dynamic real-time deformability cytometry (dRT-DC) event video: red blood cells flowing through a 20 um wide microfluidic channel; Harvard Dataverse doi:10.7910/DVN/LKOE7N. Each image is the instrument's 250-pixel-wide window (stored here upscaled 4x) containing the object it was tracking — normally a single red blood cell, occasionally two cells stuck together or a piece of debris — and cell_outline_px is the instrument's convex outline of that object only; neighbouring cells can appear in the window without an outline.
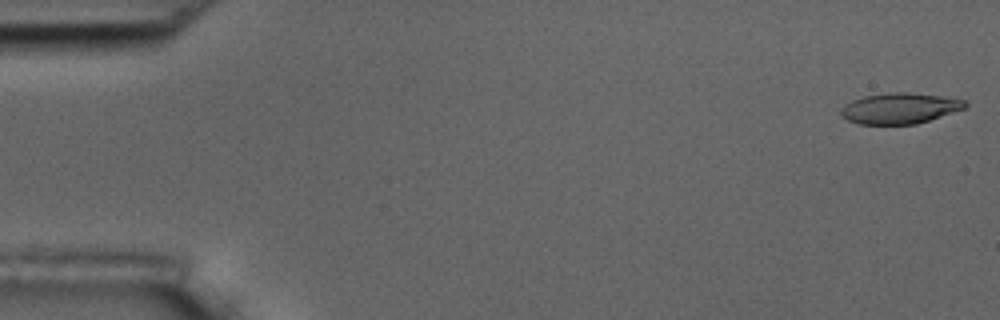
{"species": "common noctule bat (a hibernating species)", "species_latin": "Nyctalus noctula", "temperature_condition": "room temperature", "stored_images_in_passage": 55, "camera_frame_rate_fps": 3000, "um_per_image_px": 0.085, "animal": {"sex": "male", "body_mass_g": 17.5, "forearm_length_mm": 52.3}, "frame": {"image": 1, "passage_image": 1, "time_ms": 0.0, "image_size_px": [1000, 320], "cell_outline_px": [[968, 108], [916, 124], [860, 124], [848, 120], [840, 112], [840, 108], [844, 104], [852, 100], [864, 96], [892, 92], [908, 92], [940, 96], [964, 100], [968, 104]], "centroid_in_image_um": [76.5, 9.2], "position_along_channel_um": 8.5, "area_um2": 22.25}}
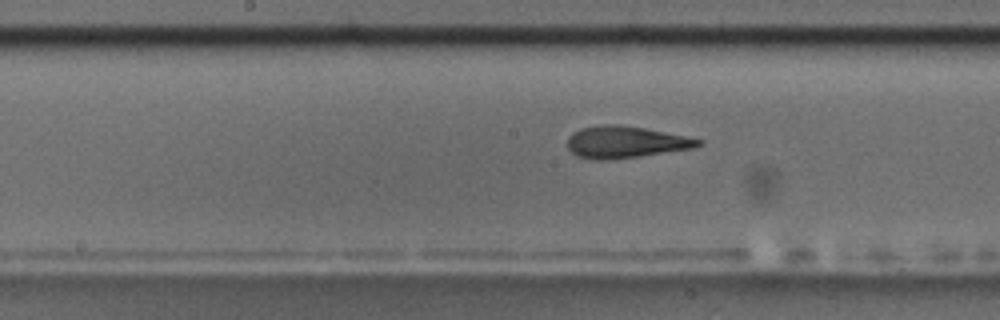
{"frame": {"image": 2, "passage_image": 28, "time_ms": 9.0, "image_size_px": [1000, 320], "cell_outline_px": [[704, 144], [696, 148], [640, 156], [604, 160], [592, 160], [576, 156], [568, 148], [568, 136], [572, 132], [580, 128], [600, 124], [620, 124], [644, 128], [704, 140]], "centroid_in_image_um": [53.16, 12.07], "position_along_channel_um": 195.0, "area_um2": 24.51}}
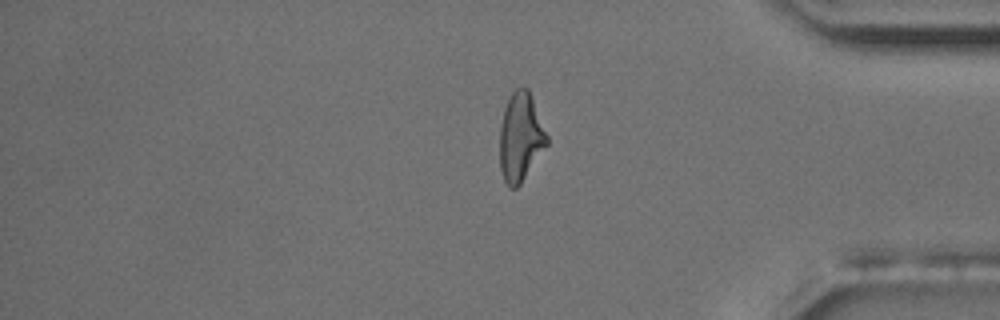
{"frame": {"image": 3, "passage_image": 46, "time_ms": 15.0, "image_size_px": [1000, 320], "cell_outline_px": [[548, 144], [520, 184], [516, 188], [512, 188], [504, 180], [500, 168], [500, 124], [504, 108], [508, 96], [516, 88], [528, 88], [548, 136]], "centroid_in_image_um": [44.24, 11.63], "position_along_channel_um": 391.0, "area_um2": 24.22}, "authors_computed_cell_mechanics": {"area_um2": 24.276, "velocity_mm_per_s": 3.6246, "shape_relaxation_time_tau1_ms": 7.4259, "shape_relaxation_time_tau2_ms": 2.158, "deformation_change_tau1": 0.2339, "deformation_change_tau2": 0.1178}}